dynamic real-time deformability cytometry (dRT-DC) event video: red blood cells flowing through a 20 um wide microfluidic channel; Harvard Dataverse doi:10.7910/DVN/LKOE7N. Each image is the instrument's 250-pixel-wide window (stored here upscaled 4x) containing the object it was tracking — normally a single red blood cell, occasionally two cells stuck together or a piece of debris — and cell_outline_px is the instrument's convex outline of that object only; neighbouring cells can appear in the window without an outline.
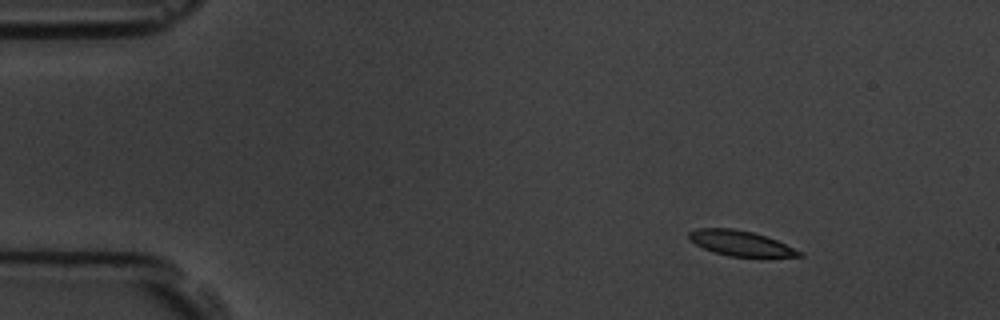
{"species": "common noctule bat (a hibernating species)", "species_latin": "Nyctalus noctula", "temperature_condition": "room temperature", "stored_images_in_passage": 5, "camera_frame_rate_fps": 3000, "um_per_image_px": 0.085, "animal": {"sex": "male", "body_mass_g": 19.5, "forearm_length_mm": 54.6}, "frame": {"image": 1, "passage_image": 1, "time_ms": 0.0, "image_size_px": [1000, 320], "cell_outline_px": [[804, 256], [764, 260], [728, 256], [704, 248], [688, 240], [688, 232], [696, 228], [732, 228], [752, 232], [776, 240], [804, 252]], "centroid_in_image_um": [63.05, 20.74], "position_along_channel_um": 21.9, "area_um2": 17.05}}
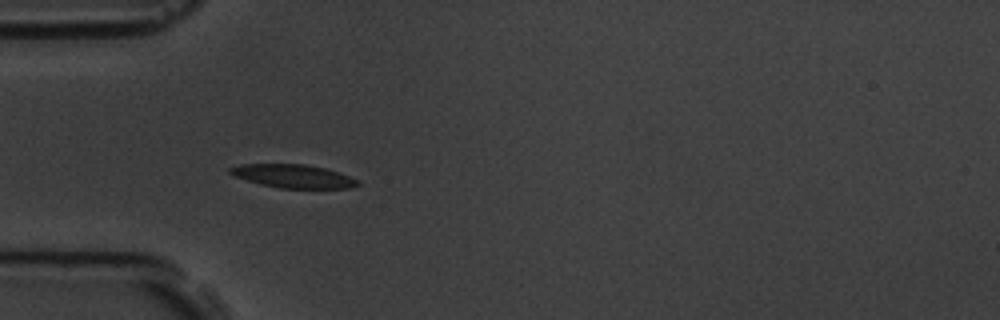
{"frame": {"image": 2, "passage_image": 4, "time_ms": 3.333, "image_size_px": [1000, 320], "cell_outline_px": [[360, 184], [348, 188], [280, 188], [260, 184], [236, 176], [228, 172], [228, 168], [240, 164], [304, 164], [324, 168], [340, 172], [360, 180]], "centroid_in_image_um": [24.95, 14.97], "position_along_channel_um": 60.0, "area_um2": 17.34}}
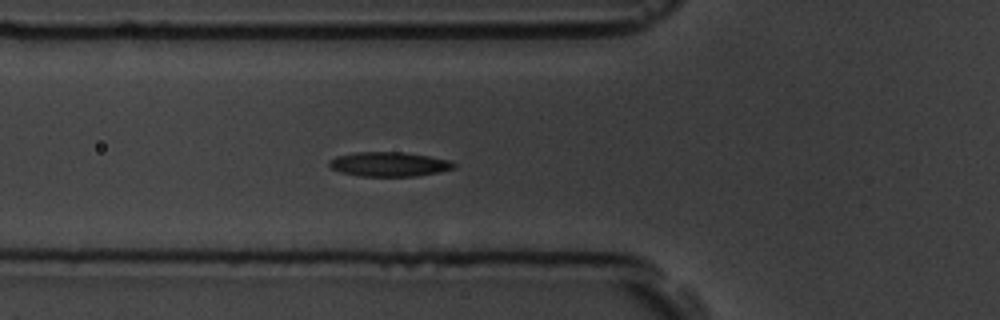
{"frame": {"image": 3, "passage_image": 5, "time_ms": 4.333, "image_size_px": [1000, 320], "cell_outline_px": [[456, 168], [440, 172], [416, 176], [360, 176], [340, 172], [332, 168], [328, 164], [328, 160], [336, 156], [356, 152], [404, 152], [452, 160], [456, 164]], "centroid_in_image_um": [33.1, 13.95], "position_along_channel_um": 92.7, "area_um2": 17.92}}